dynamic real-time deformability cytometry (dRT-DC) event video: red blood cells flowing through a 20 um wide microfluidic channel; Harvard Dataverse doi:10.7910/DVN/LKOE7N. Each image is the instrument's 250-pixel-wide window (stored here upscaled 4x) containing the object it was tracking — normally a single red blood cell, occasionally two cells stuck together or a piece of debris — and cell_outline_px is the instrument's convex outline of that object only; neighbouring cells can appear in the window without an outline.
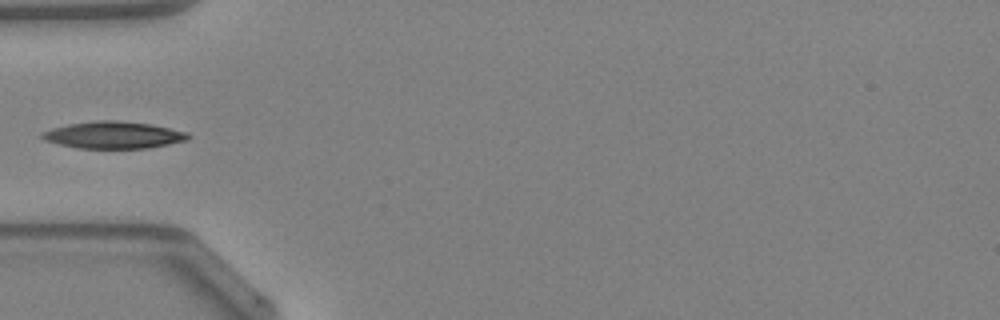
{"species": "Egyptian fruit bat (a non-hibernating species)", "species_latin": "Rousettus aegyptiacus", "temperature_condition": "warm", "stored_images_in_passage": 22, "camera_frame_rate_fps": 3000, "um_per_image_px": 0.085, "animal": {"sex": "female"}, "frame": {"image": 1, "passage_image": 1, "time_ms": 0.0, "image_size_px": [1000, 320], "cell_outline_px": [[192, 136], [188, 140], [148, 148], [80, 148], [60, 144], [44, 140], [40, 136], [40, 132], [52, 128], [68, 124], [96, 120], [120, 120], [152, 124], [188, 132]], "centroid_in_image_um": [9.67, 11.46], "position_along_channel_um": 75.3, "area_um2": 23.12}}